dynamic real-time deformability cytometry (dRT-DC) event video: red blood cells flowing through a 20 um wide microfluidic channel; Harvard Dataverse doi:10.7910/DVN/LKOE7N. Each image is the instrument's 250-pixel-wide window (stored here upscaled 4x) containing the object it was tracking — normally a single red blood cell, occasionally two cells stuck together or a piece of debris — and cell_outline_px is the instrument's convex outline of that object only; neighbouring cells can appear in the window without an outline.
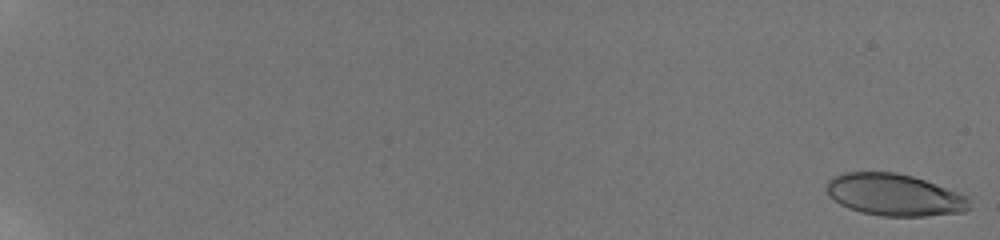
{"species": "human", "species_latin": "Homo sapiens", "temperature_condition": "room temperature", "stored_images_in_passage": 59, "camera_frame_rate_fps": 3000, "um_per_image_px": 0.085, "donor": {"sex": "male"}, "frame": {"image": 1, "passage_image": 1, "time_ms": 0.0, "image_size_px": [1000, 240], "cell_outline_px": [[968, 208], [964, 212], [924, 216], [880, 216], [860, 212], [848, 208], [840, 204], [828, 192], [824, 184], [832, 176], [844, 172], [896, 172], [912, 176], [960, 192], [968, 196]], "centroid_in_image_um": [76.0, 16.55], "position_along_channel_um": 9.0, "area_um2": 34.97}}
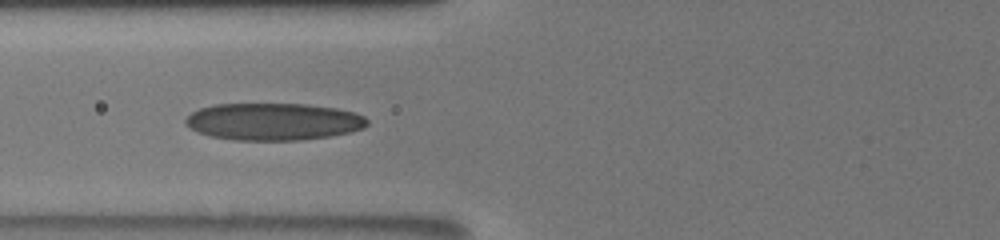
{"frame": {"image": 2, "passage_image": 28, "time_ms": 9.0, "image_size_px": [1000, 240], "cell_outline_px": [[368, 124], [364, 128], [348, 132], [328, 136], [300, 140], [232, 140], [212, 136], [200, 132], [184, 124], [184, 120], [192, 112], [200, 108], [216, 104], [304, 104], [336, 108], [356, 112], [364, 116], [368, 120]], "centroid_in_image_um": [23.26, 10.33], "position_along_channel_um": 102.5, "area_um2": 39.25}}
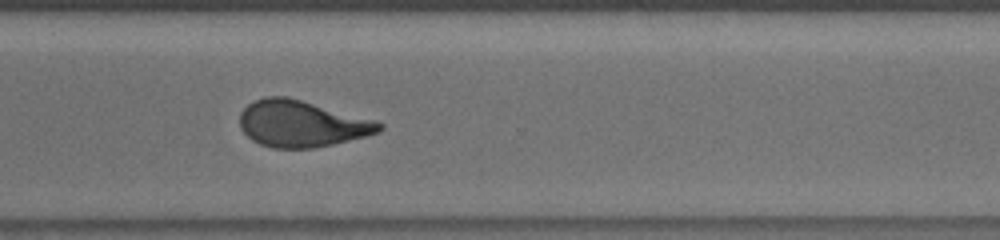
{"frame": {"image": 3, "passage_image": 47, "time_ms": 15.333, "image_size_px": [1000, 240], "cell_outline_px": [[384, 128], [380, 132], [332, 144], [312, 148], [272, 148], [260, 144], [252, 140], [240, 128], [240, 112], [252, 100], [264, 96], [288, 96], [376, 120], [384, 124]], "centroid_in_image_um": [25.62, 10.5], "position_along_channel_um": 345.0, "area_um2": 37.92}, "authors_computed_cell_mechanics": {"area_um2": 37.3388, "velocity_mm_per_s": 3.8273, "shape_relaxation_time_tau1_ms": 5.9087, "shape_relaxation_time_tau2_ms": 1.3914, "deformation_change_tau1": 0.2051, "deformation_change_tau2": 0.0935}}